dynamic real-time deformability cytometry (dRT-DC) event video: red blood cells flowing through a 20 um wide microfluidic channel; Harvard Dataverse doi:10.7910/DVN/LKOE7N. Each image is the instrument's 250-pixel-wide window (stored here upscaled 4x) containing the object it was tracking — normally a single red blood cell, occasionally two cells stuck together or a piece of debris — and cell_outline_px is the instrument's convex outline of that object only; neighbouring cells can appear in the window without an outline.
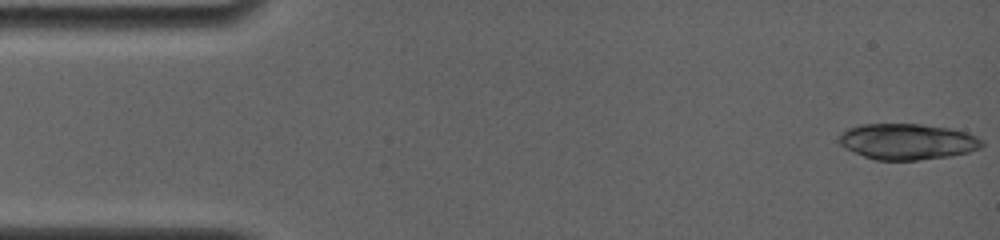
{"species": "common noctule bat (a hibernating species)", "species_latin": "Nyctalus noctula", "temperature_condition": "room temperature", "stored_images_in_passage": 5, "camera_frame_rate_fps": 4000, "um_per_image_px": 0.085, "animal": {"sex": "female", "body_mass_g": 19.0, "forearm_length_mm": 56.7}, "frame": {"image": 1, "passage_image": 1, "time_ms": 0.0, "image_size_px": [1000, 240], "cell_outline_px": [[984, 144], [980, 148], [968, 152], [948, 156], [920, 160], [876, 160], [864, 156], [844, 148], [840, 144], [840, 136], [848, 128], [860, 124], [920, 124], [952, 128], [976, 136], [984, 140]], "centroid_in_image_um": [77.15, 12.03], "position_along_channel_um": 7.9, "area_um2": 29.88}}
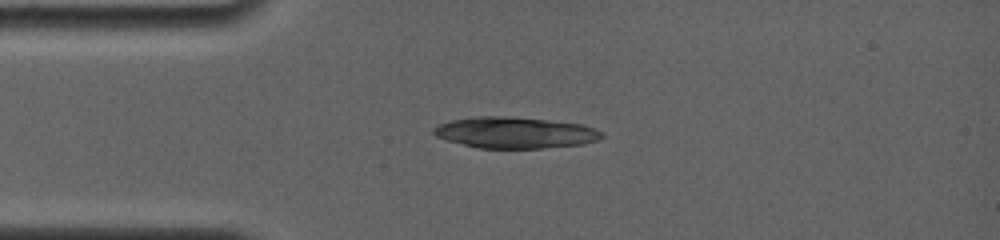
{"frame": {"image": 2, "passage_image": 5, "time_ms": 3.5, "image_size_px": [1000, 240], "cell_outline_px": [[604, 136], [596, 140], [584, 144], [544, 148], [476, 148], [448, 140], [436, 136], [432, 132], [432, 128], [448, 120], [476, 116], [508, 116], [548, 120], [580, 124], [596, 128], [604, 132]], "centroid_in_image_um": [43.77, 11.27], "position_along_channel_um": 41.2, "area_um2": 30.75}}